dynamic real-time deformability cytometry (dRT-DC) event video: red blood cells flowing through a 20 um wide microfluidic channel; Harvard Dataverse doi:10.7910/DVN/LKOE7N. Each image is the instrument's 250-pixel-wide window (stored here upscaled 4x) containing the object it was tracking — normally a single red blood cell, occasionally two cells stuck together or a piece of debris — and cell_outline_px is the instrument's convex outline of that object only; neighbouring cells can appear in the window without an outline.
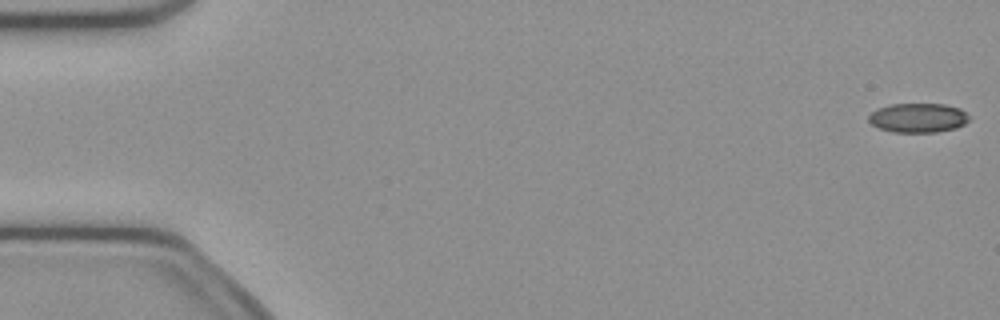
{"species": "common noctule bat (a hibernating species)", "species_latin": "Nyctalus noctula", "temperature_condition": "cold", "stored_images_in_passage": 53, "camera_frame_rate_fps": 3000, "um_per_image_px": 0.085, "animal": {"sex": "female", "body_mass_g": 21.9}, "frame": {"image": 1, "passage_image": 1, "time_ms": 0.0, "image_size_px": [1000, 320], "cell_outline_px": [[972, 116], [964, 124], [956, 128], [936, 132], [892, 132], [880, 128], [872, 124], [868, 120], [868, 116], [872, 112], [880, 108], [892, 104], [944, 104], [960, 108]], "centroid_in_image_um": [78.08, 10.01], "position_along_channel_um": 6.9, "area_um2": 17.17}}
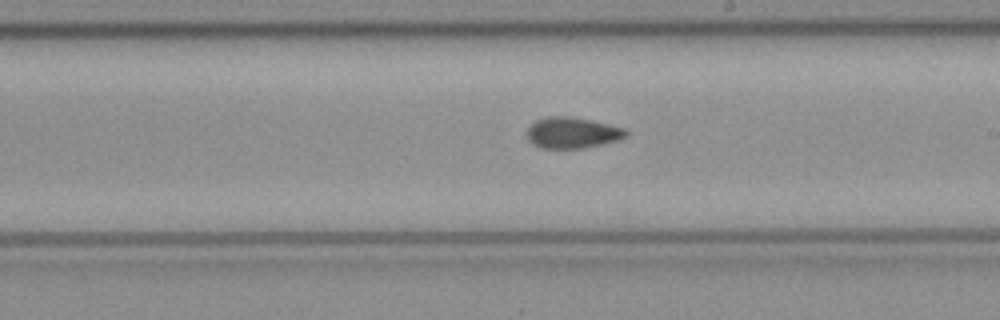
{"frame": {"image": 2, "passage_image": 30, "time_ms": 9.667, "image_size_px": [1000, 320], "cell_outline_px": [[628, 136], [620, 140], [584, 148], [544, 148], [532, 144], [528, 140], [528, 128], [536, 120], [544, 116], [572, 116], [592, 120], [628, 128]], "centroid_in_image_um": [48.7, 11.27], "position_along_channel_um": 240.3, "area_um2": 18.21}}
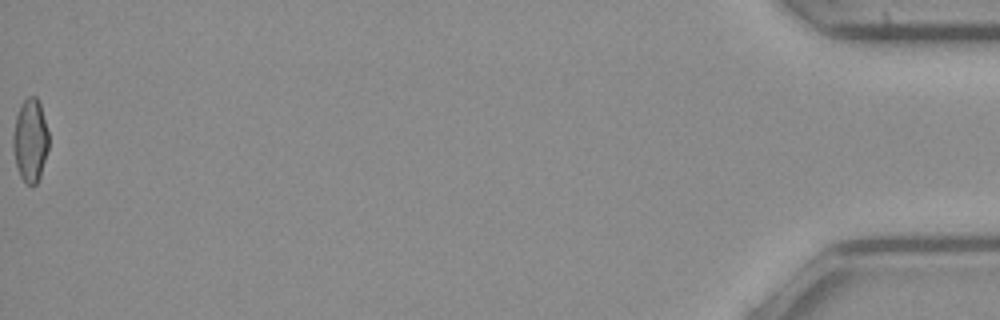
{"frame": {"image": 3, "passage_image": 53, "time_ms": 17.333, "image_size_px": [1000, 320], "cell_outline_px": [[48, 148], [40, 176], [36, 184], [32, 188], [20, 176], [16, 164], [12, 148], [12, 136], [16, 116], [20, 104], [28, 96], [36, 96], [40, 104], [48, 132]], "centroid_in_image_um": [2.55, 11.93], "position_along_channel_um": 432.6, "area_um2": 17.28}, "authors_computed_cell_mechanics": {"area_um2": 17.918, "velocity_mm_per_s": 3.9169, "shape_relaxation_time_tau1_ms": null, "shape_relaxation_time_tau2_ms": 1.9902, "deformation_change_tau1": null, "deformation_change_tau2": 0.0643}}